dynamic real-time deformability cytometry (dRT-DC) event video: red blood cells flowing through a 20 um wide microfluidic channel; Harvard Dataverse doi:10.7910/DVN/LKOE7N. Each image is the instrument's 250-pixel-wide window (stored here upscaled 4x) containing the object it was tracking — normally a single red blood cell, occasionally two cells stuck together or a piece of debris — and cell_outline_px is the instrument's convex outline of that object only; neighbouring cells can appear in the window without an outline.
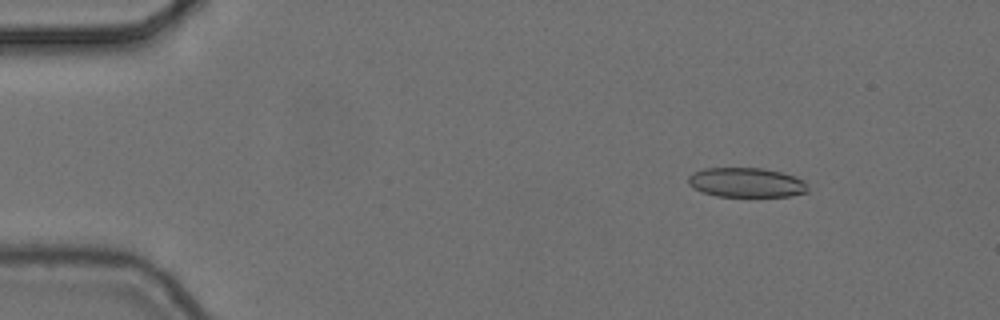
{"species": "common noctule bat (a hibernating species)", "species_latin": "Nyctalus noctula", "temperature_condition": "cold", "stored_images_in_passage": 7, "camera_frame_rate_fps": 3000, "um_per_image_px": 0.085, "animal": {"sex": "female", "body_mass_g": 24.6, "forearm_length_mm": 56.2}, "frame": {"image": 1, "passage_image": 2, "time_ms": 0.333, "image_size_px": [1000, 320], "cell_outline_px": [[808, 192], [788, 196], [716, 196], [704, 192], [688, 184], [688, 176], [704, 168], [764, 168], [796, 176], [804, 180], [808, 184]], "centroid_in_image_um": [63.49, 15.51], "position_along_channel_um": 21.5, "area_um2": 20.52}}
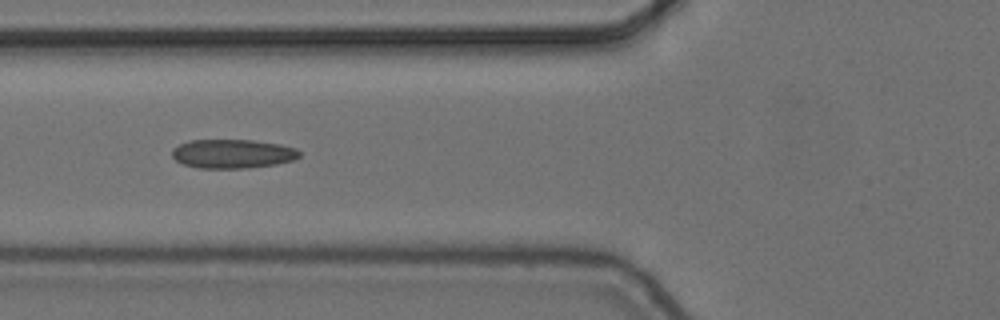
{"frame": {"image": 2, "passage_image": 6, "time_ms": 1.667, "image_size_px": [1000, 320], "cell_outline_px": [[300, 156], [292, 160], [276, 164], [248, 168], [196, 168], [184, 164], [176, 160], [172, 156], [172, 148], [180, 144], [192, 140], [252, 140], [280, 144], [296, 148], [300, 152]], "centroid_in_image_um": [19.77, 13.07], "position_along_channel_um": 106.0, "area_um2": 21.5}}
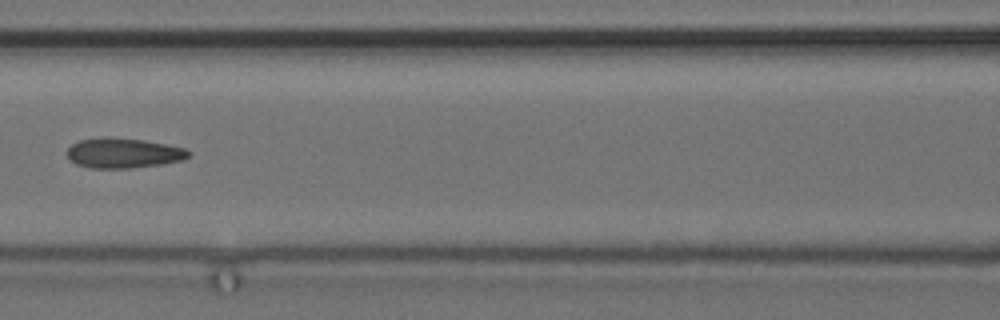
{"frame": {"image": 3, "passage_image": 7, "time_ms": 2.0, "image_size_px": [1000, 320], "cell_outline_px": [[192, 152], [184, 160], [164, 164], [128, 168], [88, 168], [76, 164], [68, 160], [68, 148], [72, 144], [80, 140], [144, 140], [184, 148]], "centroid_in_image_um": [10.53, 13.07], "position_along_channel_um": 156.1, "area_um2": 20.46}}